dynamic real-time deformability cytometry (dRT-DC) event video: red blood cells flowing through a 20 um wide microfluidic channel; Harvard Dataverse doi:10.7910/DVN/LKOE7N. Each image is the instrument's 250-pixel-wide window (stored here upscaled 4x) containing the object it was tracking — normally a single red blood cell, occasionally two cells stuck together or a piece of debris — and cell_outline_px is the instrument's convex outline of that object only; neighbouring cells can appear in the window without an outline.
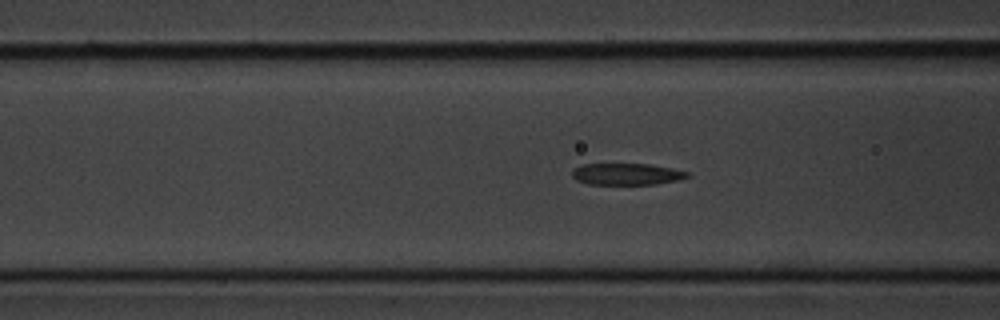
{"species": "common noctule bat (a hibernating species)", "species_latin": "Nyctalus noctula", "temperature_condition": "cold", "stored_images_in_passage": 41, "camera_frame_rate_fps": 3000, "um_per_image_px": 0.085, "animal": {"sex": "male", "body_mass_g": 20.1, "forearm_length_mm": 53.5}, "frame": {"image": 1, "passage_image": 6, "time_ms": 1.667, "image_size_px": [1000, 320], "cell_outline_px": [[692, 176], [680, 180], [656, 184], [588, 184], [576, 180], [572, 176], [572, 168], [580, 164], [648, 164], [688, 172]], "centroid_in_image_um": [53.24, 14.8], "position_along_channel_um": 113.4, "area_um2": 14.57}}
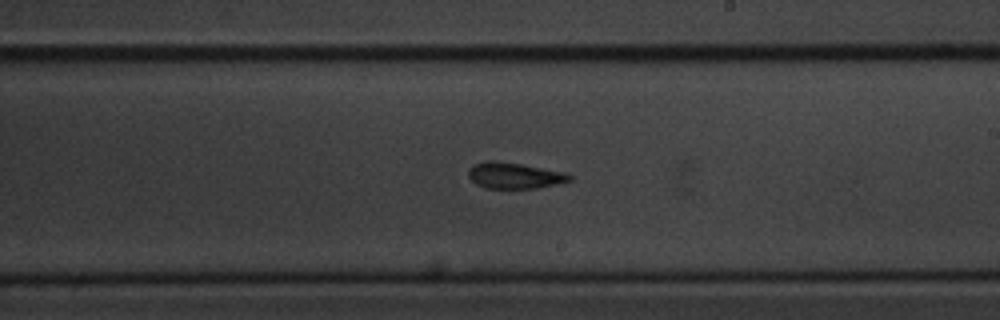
{"frame": {"image": 2, "passage_image": 17, "time_ms": 5.333, "image_size_px": [1000, 320], "cell_outline_px": [[572, 180], [556, 184], [536, 188], [484, 188], [476, 184], [468, 176], [468, 168], [472, 164], [488, 160], [492, 160], [520, 164], [568, 172], [572, 176]], "centroid_in_image_um": [43.72, 14.91], "position_along_channel_um": 245.3, "area_um2": 15.49}}
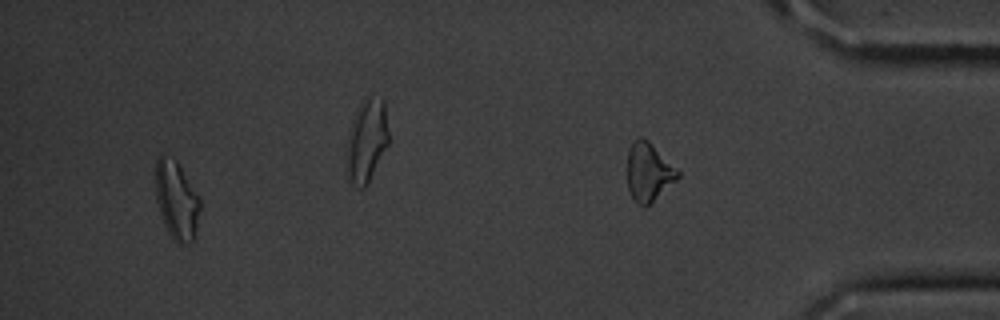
{"frame": {"image": 3, "passage_image": 38, "time_ms": 12.333, "image_size_px": [1000, 320], "cell_outline_px": [[200, 208], [196, 228], [192, 240], [188, 244], [176, 244], [168, 232], [164, 224], [156, 200], [156, 160], [160, 156], [176, 160], [200, 200]], "centroid_in_image_um": [15.0, 17.07], "position_along_channel_um": 420.2, "area_um2": 19.77}, "authors_computed_cell_mechanics": {"area_um2": 15.895, "velocity_mm_per_s": 3.5884, "shape_relaxation_time_tau1_ms": 3.2859, "shape_relaxation_time_tau2_ms": 1.8016, "deformation_change_tau1": 0.1274, "deformation_change_tau2": 0.1047}}